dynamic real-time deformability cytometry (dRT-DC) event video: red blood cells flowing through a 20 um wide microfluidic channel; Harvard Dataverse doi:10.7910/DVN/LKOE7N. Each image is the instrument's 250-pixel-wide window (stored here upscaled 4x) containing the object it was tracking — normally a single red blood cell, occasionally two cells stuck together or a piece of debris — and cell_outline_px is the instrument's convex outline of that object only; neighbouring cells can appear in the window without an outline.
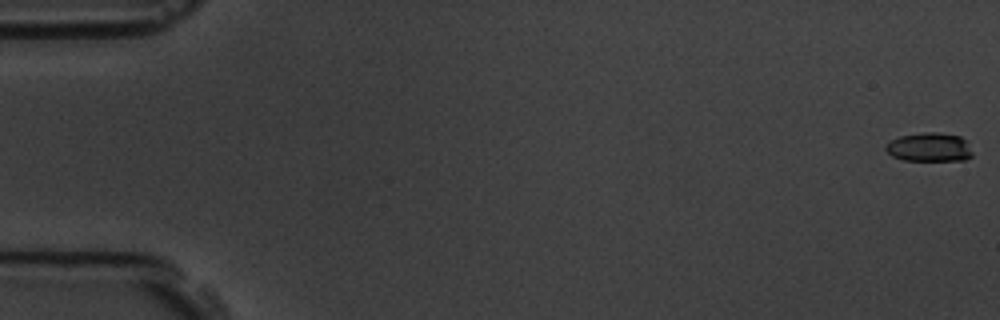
{"species": "common noctule bat (a hibernating species)", "species_latin": "Nyctalus noctula", "temperature_condition": "room temperature", "stored_images_in_passage": 59, "camera_frame_rate_fps": 3000, "um_per_image_px": 0.085, "animal": {"sex": "male", "body_mass_g": 19.5, "forearm_length_mm": 54.6}, "frame": {"image": 1, "passage_image": 1, "time_ms": 0.0, "image_size_px": [1000, 320], "cell_outline_px": [[972, 156], [964, 160], [904, 160], [892, 156], [884, 148], [884, 144], [900, 136], [924, 132], [940, 132], [960, 136], [964, 140], [972, 152]], "centroid_in_image_um": [78.97, 12.5], "position_along_channel_um": 6.0, "area_um2": 14.51}}
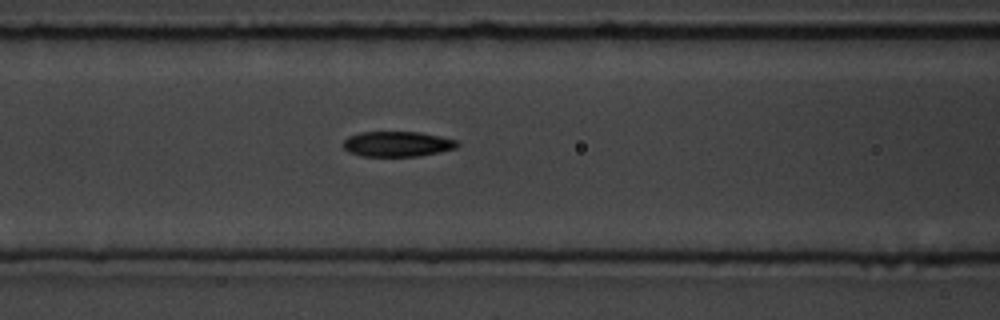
{"frame": {"image": 2, "passage_image": 25, "time_ms": 8.0, "image_size_px": [1000, 320], "cell_outline_px": [[460, 144], [456, 148], [440, 152], [420, 156], [360, 156], [348, 152], [344, 148], [344, 140], [348, 136], [360, 132], [420, 132], [440, 136], [456, 140]], "centroid_in_image_um": [33.77, 12.24], "position_along_channel_um": 132.8, "area_um2": 16.88}}
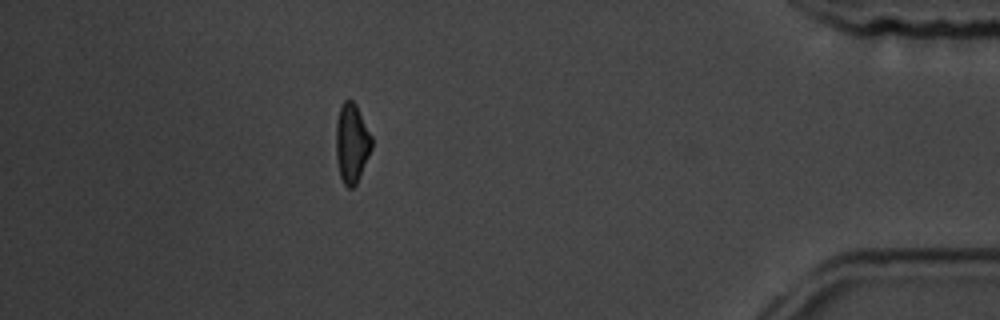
{"frame": {"image": 3, "passage_image": 52, "time_ms": 17.0, "image_size_px": [1000, 320], "cell_outline_px": [[372, 148], [356, 184], [352, 188], [348, 188], [344, 184], [340, 176], [336, 160], [336, 120], [340, 104], [344, 100], [352, 100], [356, 104], [372, 136]], "centroid_in_image_um": [29.89, 12.14], "position_along_channel_um": 405.3, "area_um2": 16.65}, "authors_computed_cell_mechanics": {"area_um2": 16.8198, "velocity_mm_per_s": 3.5699, "shape_relaxation_time_tau1_ms": 4.3222, "shape_relaxation_time_tau2_ms": 6.1114, "deformation_change_tau1": 0.1546, "deformation_change_tau2": 0.1338}}